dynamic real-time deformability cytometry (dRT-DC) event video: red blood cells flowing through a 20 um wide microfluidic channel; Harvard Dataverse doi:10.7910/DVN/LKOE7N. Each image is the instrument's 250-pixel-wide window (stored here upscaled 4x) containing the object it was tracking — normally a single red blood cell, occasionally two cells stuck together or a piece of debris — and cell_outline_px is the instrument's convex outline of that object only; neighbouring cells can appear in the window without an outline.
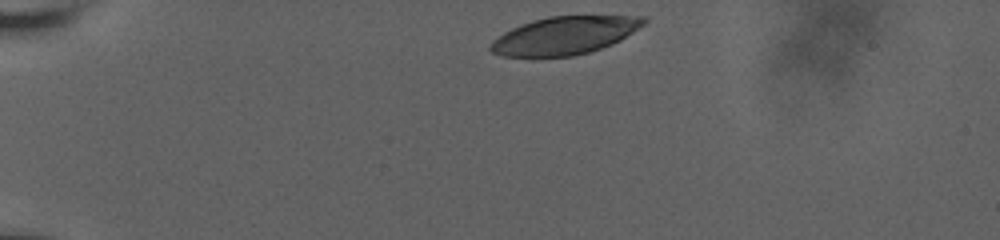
{"species": "human", "species_latin": "Homo sapiens", "temperature_condition": "room temperature", "stored_images_in_passage": 32, "camera_frame_rate_fps": 3000, "um_per_image_px": 0.085, "donor": {"sex": "male"}, "frame": {"image": 1, "passage_image": 1, "time_ms": 0.0, "image_size_px": [1000, 240], "cell_outline_px": [[648, 20], [644, 24], [620, 40], [612, 44], [588, 52], [572, 56], [500, 56], [492, 52], [488, 48], [492, 40], [504, 32], [520, 24], [532, 20], [548, 16], [648, 16]], "centroid_in_image_um": [47.97, 3.0], "position_along_channel_um": 37.0, "area_um2": 33.7}}
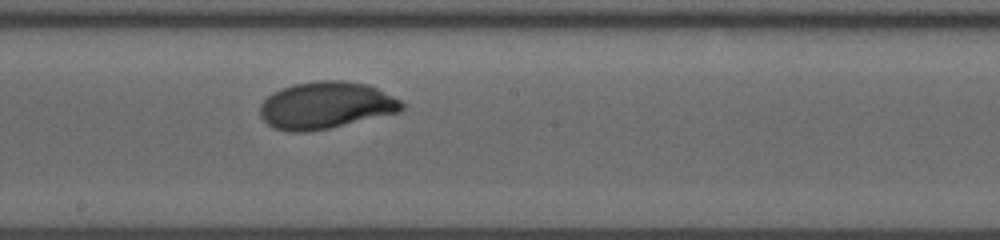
{"frame": {"image": 2, "passage_image": 18, "time_ms": 7.0, "image_size_px": [1000, 240], "cell_outline_px": [[408, 104], [400, 112], [328, 128], [308, 132], [288, 132], [276, 128], [268, 124], [260, 116], [260, 104], [272, 92], [292, 84], [316, 80], [344, 80], [368, 84]], "centroid_in_image_um": [27.7, 8.94], "position_along_channel_um": 220.5, "area_um2": 39.02}}
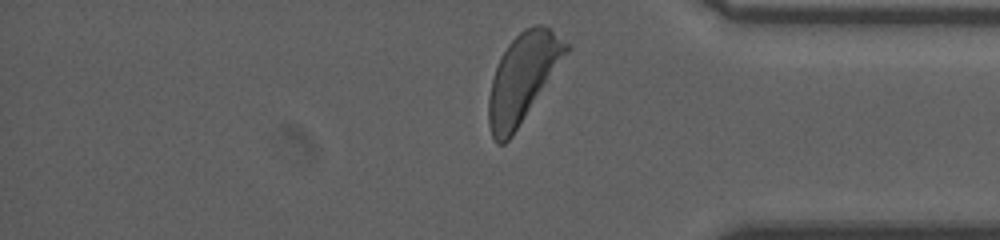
{"frame": {"image": 3, "passage_image": 31, "time_ms": 12.0, "image_size_px": [1000, 240], "cell_outline_px": [[572, 48], [512, 136], [504, 144], [496, 144], [492, 136], [488, 124], [488, 96], [492, 80], [500, 56], [508, 44], [524, 28], [536, 24], [544, 24], [572, 44]], "centroid_in_image_um": [44.46, 6.59], "position_along_channel_um": 390.7, "area_um2": 40.06}, "authors_computed_cell_mechanics": {"area_um2": 38.1769, "velocity_mm_per_s": 3.6149, "shape_relaxation_time_tau1_ms": 3.6643, "shape_relaxation_time_tau2_ms": null, "deformation_change_tau1": 0.1993, "deformation_change_tau2": null}}